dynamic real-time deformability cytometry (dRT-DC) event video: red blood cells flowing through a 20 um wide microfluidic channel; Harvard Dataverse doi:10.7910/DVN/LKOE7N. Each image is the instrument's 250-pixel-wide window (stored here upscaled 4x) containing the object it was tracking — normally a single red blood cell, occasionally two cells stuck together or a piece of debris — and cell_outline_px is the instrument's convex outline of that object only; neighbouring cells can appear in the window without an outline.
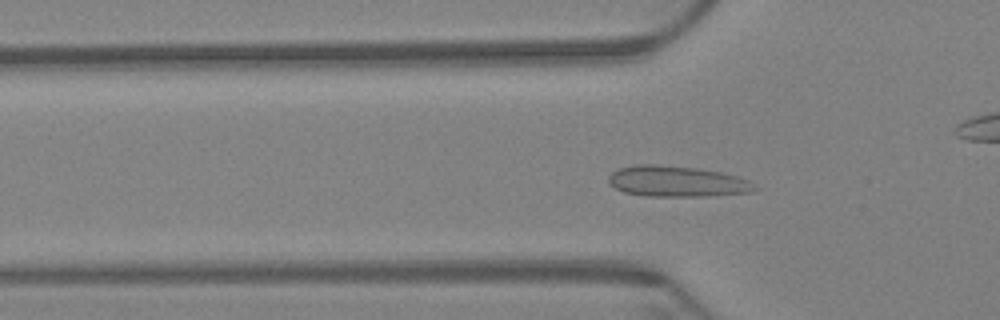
{"species": "Egyptian fruit bat (a non-hibernating species)", "species_latin": "Rousettus aegyptiacus", "temperature_condition": "warm", "stored_images_in_passage": 46, "camera_frame_rate_fps": 3000, "um_per_image_px": 0.085, "animal": {"sex": "female"}, "frame": {"image": 1, "passage_image": 4, "time_ms": 1.0, "image_size_px": [1000, 320], "cell_outline_px": [[756, 188], [752, 192], [704, 196], [644, 196], [624, 192], [616, 188], [608, 180], [608, 176], [612, 172], [620, 168], [636, 164], [656, 164], [696, 168], [720, 172], [736, 176], [748, 180]], "centroid_in_image_um": [57.5, 15.42], "position_along_channel_um": 68.3, "area_um2": 26.01}}
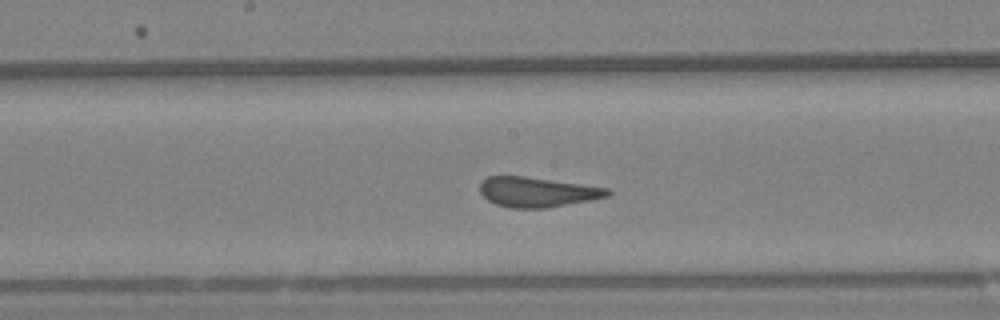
{"frame": {"image": 2, "passage_image": 16, "time_ms": 5.0, "image_size_px": [1000, 320], "cell_outline_px": [[612, 192], [608, 196], [548, 208], [508, 208], [496, 204], [488, 200], [480, 192], [480, 180], [488, 176], [524, 176], [608, 188]], "centroid_in_image_um": [45.61, 16.32], "position_along_channel_um": 202.6, "area_um2": 22.14}}
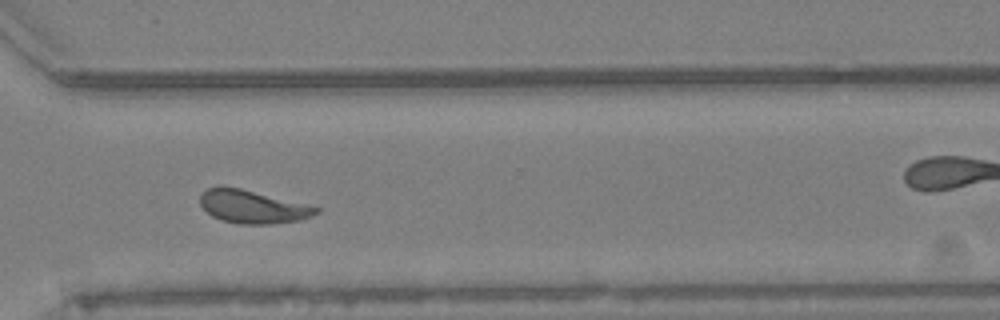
{"frame": {"image": 3, "passage_image": 29, "time_ms": 9.333, "image_size_px": [1000, 320], "cell_outline_px": [[320, 212], [300, 220], [272, 224], [240, 224], [220, 220], [212, 216], [200, 204], [200, 192], [208, 188], [220, 184], [240, 188], [320, 208]], "centroid_in_image_um": [21.4, 17.56], "position_along_channel_um": 349.2, "area_um2": 22.37}}